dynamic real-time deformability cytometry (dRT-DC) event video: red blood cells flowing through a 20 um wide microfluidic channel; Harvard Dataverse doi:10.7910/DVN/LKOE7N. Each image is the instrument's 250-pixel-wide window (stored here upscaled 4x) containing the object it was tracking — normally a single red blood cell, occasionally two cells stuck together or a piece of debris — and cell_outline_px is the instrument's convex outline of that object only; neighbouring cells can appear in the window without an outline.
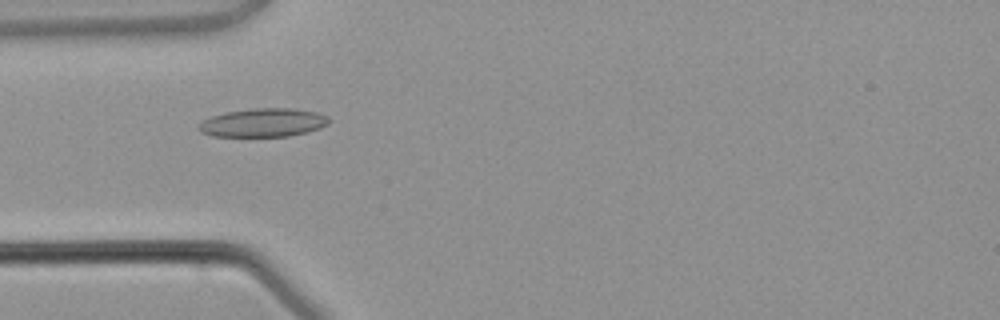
{"species": "common noctule bat (a hibernating species)", "species_latin": "Nyctalus noctula", "temperature_condition": "warm", "stored_images_in_passage": 4, "camera_frame_rate_fps": 3000, "um_per_image_px": 0.085, "animal": {"sex": "male", "body_mass_g": 21.5, "forearm_length_mm": 52.0}, "frame": {"image": 1, "passage_image": 4, "time_ms": 3.333, "image_size_px": [1000, 320], "cell_outline_px": [[332, 120], [328, 124], [320, 128], [308, 132], [288, 136], [212, 136], [200, 132], [196, 128], [204, 120], [212, 116], [228, 112], [252, 108], [288, 108], [316, 112], [328, 116]], "centroid_in_image_um": [22.4, 10.43], "position_along_channel_um": 62.6, "area_um2": 21.62}}